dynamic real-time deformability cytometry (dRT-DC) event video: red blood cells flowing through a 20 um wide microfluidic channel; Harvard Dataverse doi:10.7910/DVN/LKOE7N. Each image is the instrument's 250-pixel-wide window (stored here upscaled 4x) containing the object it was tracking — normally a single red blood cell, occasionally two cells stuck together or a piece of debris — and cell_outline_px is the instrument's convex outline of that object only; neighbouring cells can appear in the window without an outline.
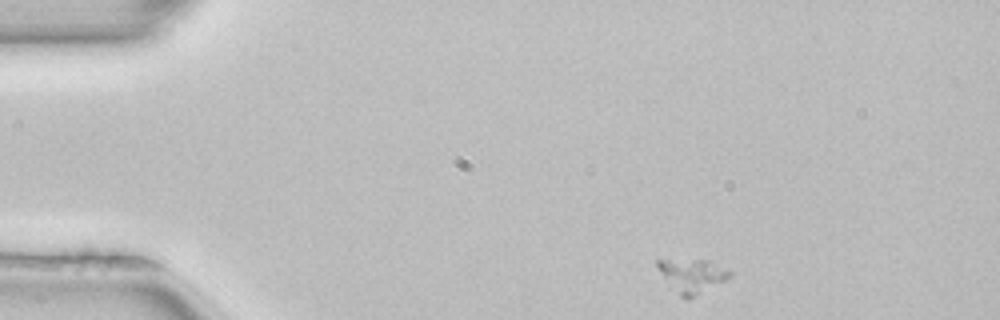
{"species": "common noctule bat (a hibernating species)", "species_latin": "Nyctalus noctula", "temperature_condition": "room temperature", "stored_images_in_passage": 5, "camera_frame_rate_fps": 3000, "um_per_image_px": 0.085, "animal": {"sex": "female", "body_mass_g": 22.7, "forearm_length_mm": 54.2}, "frame": {"image": 1, "passage_image": 1, "time_ms": 0.0, "image_size_px": [1000, 320], "cell_outline_px": [[732, 276], [688, 300], [680, 296], [668, 288], [656, 264], [656, 260], [708, 260], [728, 268], [732, 272]], "centroid_in_image_um": [58.81, 23.45], "position_along_channel_um": 26.2, "area_um2": 14.39}}